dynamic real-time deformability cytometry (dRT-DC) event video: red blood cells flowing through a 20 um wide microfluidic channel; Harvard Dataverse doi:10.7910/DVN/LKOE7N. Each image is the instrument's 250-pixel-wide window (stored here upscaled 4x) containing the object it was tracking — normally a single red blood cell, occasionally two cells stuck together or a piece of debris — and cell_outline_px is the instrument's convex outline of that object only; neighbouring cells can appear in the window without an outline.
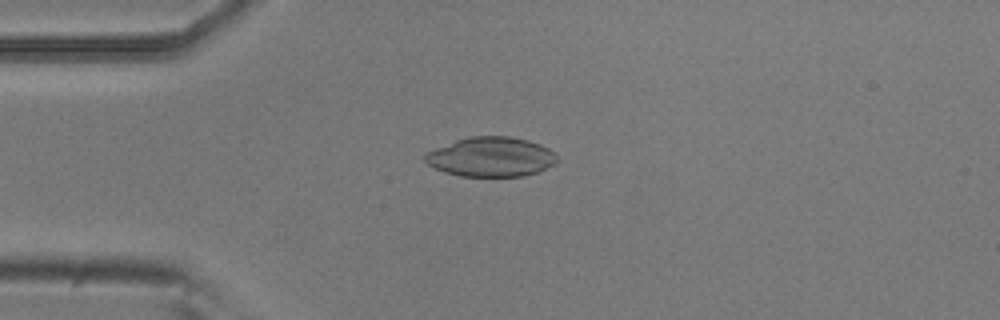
{"species": "common noctule bat (a hibernating species)", "species_latin": "Nyctalus noctula", "temperature_condition": "room temperature", "stored_images_in_passage": 48, "camera_frame_rate_fps": 3000, "um_per_image_px": 0.085, "animal": {"sex": "male", "body_mass_g": 20.5, "forearm_length_mm": 52.5}, "frame": {"image": 1, "passage_image": 8, "time_ms": 2.333, "image_size_px": [1000, 320], "cell_outline_px": [[556, 164], [536, 172], [524, 176], [460, 176], [444, 172], [428, 164], [424, 160], [424, 156], [428, 152], [436, 148], [456, 140], [472, 136], [508, 136], [528, 140], [540, 144], [548, 148], [556, 156]], "centroid_in_image_um": [41.74, 13.34], "position_along_channel_um": 43.3, "area_um2": 30.23}}
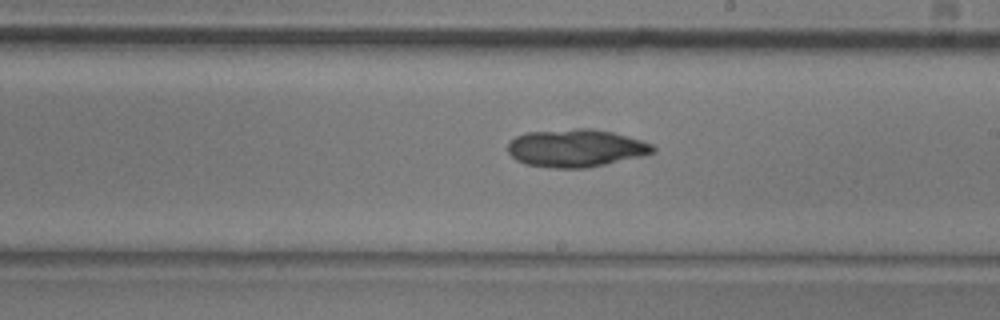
{"frame": {"image": 2, "passage_image": 25, "time_ms": 8.0, "image_size_px": [1000, 320], "cell_outline_px": [[656, 152], [640, 156], [604, 164], [584, 168], [552, 168], [524, 164], [516, 160], [508, 152], [508, 140], [524, 132], [576, 128], [592, 128], [612, 132], [628, 136], [652, 144], [656, 148]], "centroid_in_image_um": [48.91, 12.57], "position_along_channel_um": 240.1, "area_um2": 32.08}}
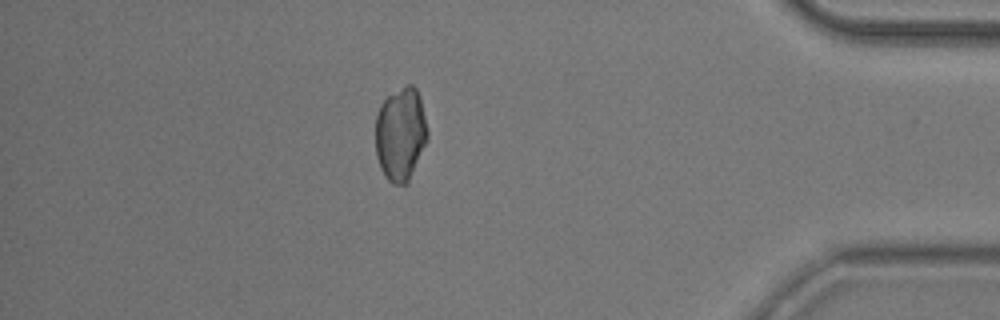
{"frame": {"image": 3, "passage_image": 41, "time_ms": 13.333, "image_size_px": [1000, 320], "cell_outline_px": [[428, 140], [408, 184], [392, 184], [384, 176], [380, 168], [376, 156], [376, 116], [380, 104], [388, 96], [408, 84], [412, 84], [416, 88], [420, 96], [428, 132]], "centroid_in_image_um": [34.06, 11.43], "position_along_channel_um": 401.1, "area_um2": 28.61}}